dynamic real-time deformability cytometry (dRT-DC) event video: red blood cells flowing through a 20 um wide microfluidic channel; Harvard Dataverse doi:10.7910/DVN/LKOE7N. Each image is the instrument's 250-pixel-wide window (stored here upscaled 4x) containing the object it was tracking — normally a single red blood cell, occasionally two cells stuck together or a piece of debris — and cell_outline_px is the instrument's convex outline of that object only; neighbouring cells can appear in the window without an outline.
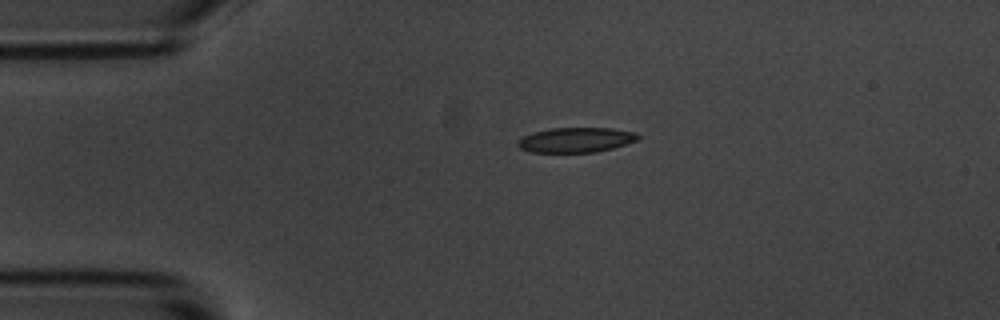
{"species": "common noctule bat (a hibernating species)", "species_latin": "Nyctalus noctula", "temperature_condition": "room temperature", "stored_images_in_passage": 2, "camera_frame_rate_fps": 3000, "um_per_image_px": 0.085, "animal": {"sex": "male", "body_mass_g": 20.1, "forearm_length_mm": 53.5}, "frame": {"image": 1, "passage_image": 1, "time_ms": 0.0, "image_size_px": [1000, 320], "cell_outline_px": [[640, 136], [636, 140], [612, 148], [596, 152], [532, 152], [520, 148], [516, 144], [524, 136], [532, 132], [552, 128], [612, 128], [636, 132]], "centroid_in_image_um": [48.95, 11.88], "position_along_channel_um": 36.0, "area_um2": 17.28}}